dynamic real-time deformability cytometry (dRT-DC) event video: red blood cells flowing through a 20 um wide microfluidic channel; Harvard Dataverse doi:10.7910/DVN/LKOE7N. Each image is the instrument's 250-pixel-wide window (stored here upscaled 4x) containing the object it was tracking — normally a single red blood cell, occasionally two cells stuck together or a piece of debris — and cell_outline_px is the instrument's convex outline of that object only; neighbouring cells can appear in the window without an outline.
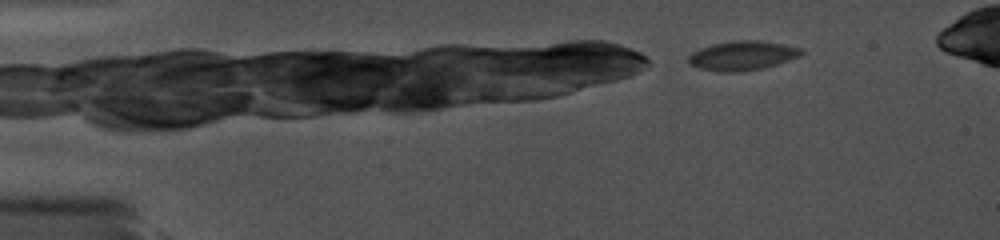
{"species": "common noctule bat (a hibernating species)", "species_latin": "Nyctalus noctula", "temperature_condition": "cold", "stored_images_in_passage": 12, "camera_frame_rate_fps": 5000, "um_per_image_px": 0.085, "animal": {"sex": "female", "body_mass_g": 19.0, "forearm_length_mm": 56.7}, "frame": {"image": 1, "passage_image": 1, "time_ms": 0.0, "image_size_px": [1000, 240], "cell_outline_px": [[804, 52], [800, 56], [764, 68], [740, 72], [724, 72], [700, 68], [688, 64], [688, 56], [692, 52], [700, 48], [712, 44], [732, 40], [760, 40], [784, 44], [804, 48]], "centroid_in_image_um": [63.12, 4.71], "position_along_channel_um": 21.9, "area_um2": 19.48}}
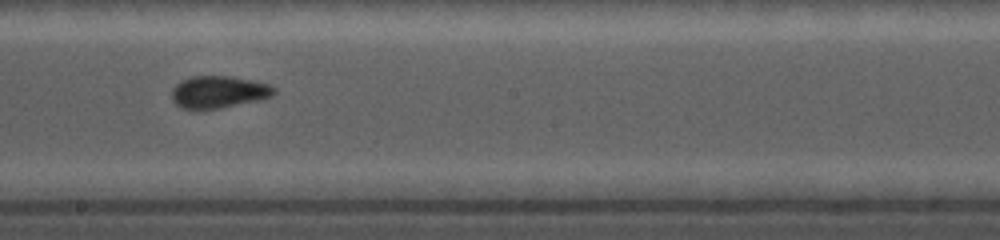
{"frame": {"image": 2, "passage_image": 10, "time_ms": 8.0, "image_size_px": [1000, 240], "cell_outline_px": [[276, 92], [272, 96], [260, 100], [216, 108], [180, 108], [172, 100], [172, 88], [180, 80], [192, 76], [232, 76], [252, 80], [268, 84], [276, 88]], "centroid_in_image_um": [18.58, 7.79], "position_along_channel_um": 229.6, "area_um2": 19.07}}
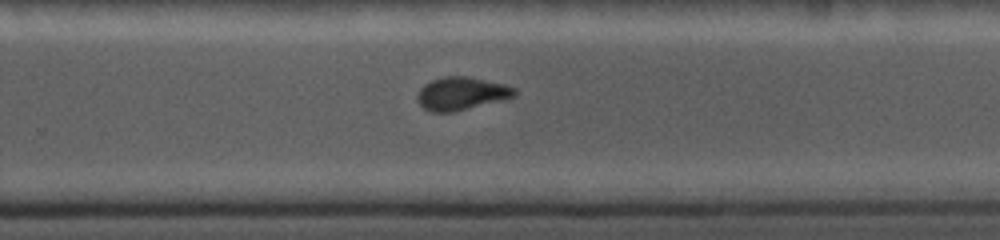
{"frame": {"image": 3, "passage_image": 12, "time_ms": 9.6, "image_size_px": [1000, 240], "cell_outline_px": [[516, 96], [452, 112], [432, 112], [424, 108], [416, 100], [416, 96], [420, 88], [424, 84], [432, 80], [444, 76], [468, 76], [504, 84], [516, 88]], "centroid_in_image_um": [39.19, 7.94], "position_along_channel_um": 290.6, "area_um2": 18.55}}